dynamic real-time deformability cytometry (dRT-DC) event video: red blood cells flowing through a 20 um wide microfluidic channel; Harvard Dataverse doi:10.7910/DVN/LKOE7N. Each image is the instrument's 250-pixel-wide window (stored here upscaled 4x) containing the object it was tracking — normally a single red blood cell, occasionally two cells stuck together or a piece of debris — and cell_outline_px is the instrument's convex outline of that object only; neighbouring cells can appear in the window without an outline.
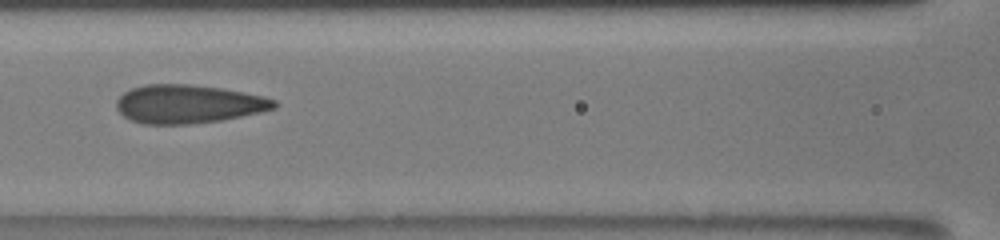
{"species": "human", "species_latin": "Homo sapiens", "temperature_condition": "room temperature", "stored_images_in_passage": 26, "camera_frame_rate_fps": 3000, "um_per_image_px": 0.085, "donor": {"sex": "male"}, "frame": {"image": 1, "passage_image": 19, "time_ms": 7.333, "image_size_px": [1000, 240], "cell_outline_px": [[276, 108], [260, 112], [220, 120], [192, 124], [144, 124], [132, 120], [124, 116], [116, 108], [116, 100], [124, 92], [132, 88], [144, 84], [188, 84], [220, 88], [264, 96], [276, 100]], "centroid_in_image_um": [15.98, 8.84], "position_along_channel_um": 150.6, "area_um2": 35.26}}
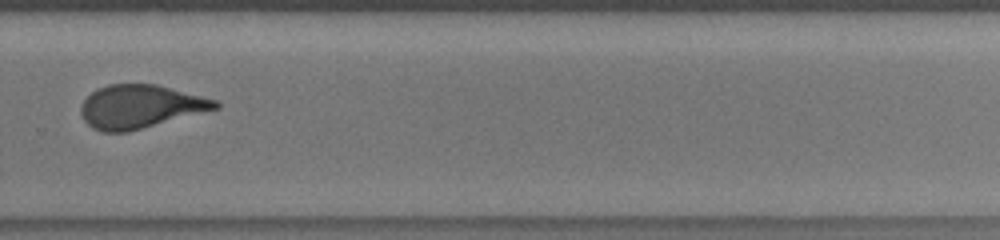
{"frame": {"image": 2, "passage_image": 26, "time_ms": 11.667, "image_size_px": [1000, 240], "cell_outline_px": [[220, 108], [128, 132], [104, 132], [92, 128], [84, 120], [80, 112], [80, 108], [84, 100], [92, 92], [108, 84], [156, 84], [216, 100], [220, 104]], "centroid_in_image_um": [11.91, 9.07], "position_along_channel_um": 317.9, "area_um2": 33.76}}